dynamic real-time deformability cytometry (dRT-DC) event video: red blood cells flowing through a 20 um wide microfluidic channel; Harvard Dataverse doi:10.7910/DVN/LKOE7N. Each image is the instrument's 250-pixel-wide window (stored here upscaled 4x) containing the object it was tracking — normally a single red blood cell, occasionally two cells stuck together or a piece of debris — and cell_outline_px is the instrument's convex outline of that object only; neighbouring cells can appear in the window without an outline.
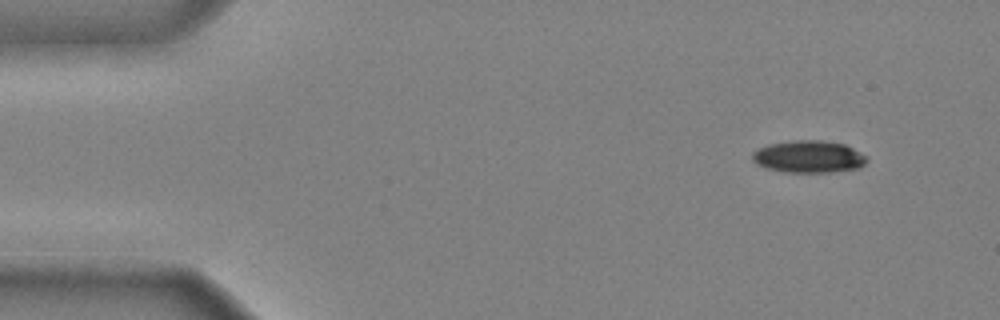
{"species": "common noctule bat (a hibernating species)", "species_latin": "Nyctalus noctula", "temperature_condition": "cold", "stored_images_in_passage": 43, "camera_frame_rate_fps": 3000, "um_per_image_px": 0.085, "animal": {"sex": "male", "body_mass_g": 20.4}, "frame": {"image": 1, "passage_image": 1, "time_ms": 0.0, "image_size_px": [1000, 320], "cell_outline_px": [[868, 160], [860, 168], [832, 172], [784, 172], [764, 168], [756, 164], [752, 160], [752, 152], [768, 144], [792, 140], [820, 140], [844, 144], [868, 156]], "centroid_in_image_um": [68.73, 13.32], "position_along_channel_um": 16.3, "area_um2": 21.68}}
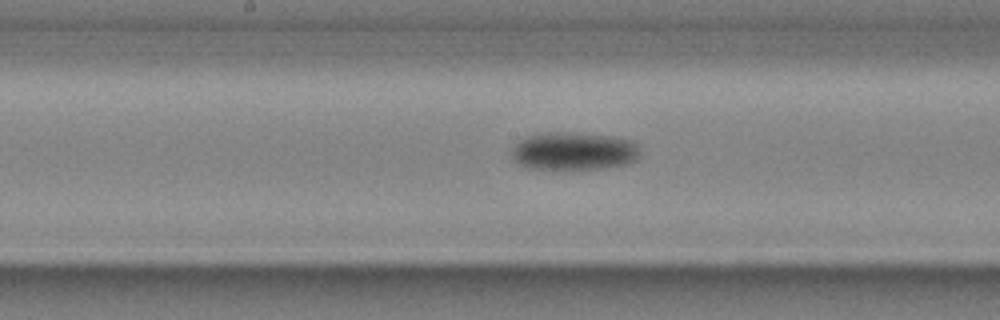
{"frame": {"image": 2, "passage_image": 22, "time_ms": 7.0, "image_size_px": [1000, 320], "cell_outline_px": [[640, 152], [636, 160], [624, 164], [600, 168], [528, 168], [520, 164], [512, 156], [512, 148], [520, 140], [528, 136], [548, 132], [576, 132], [616, 136], [636, 140]], "centroid_in_image_um": [48.83, 12.81], "position_along_channel_um": 199.4, "area_um2": 28.32}}
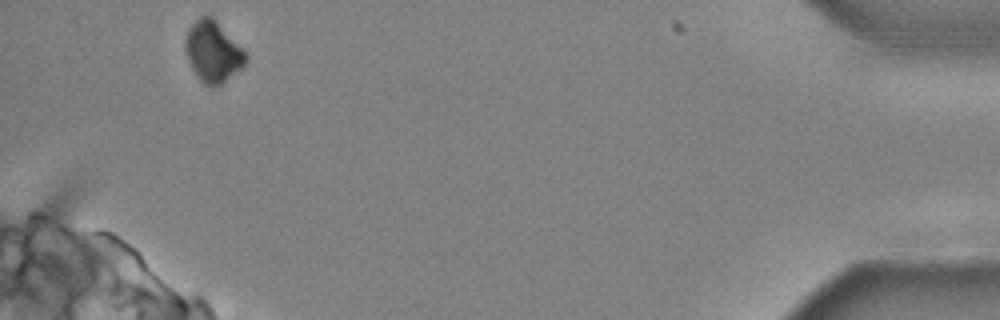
{"frame": {"image": 3, "passage_image": 43, "time_ms": 14.0, "image_size_px": [1000, 320], "cell_outline_px": [[248, 56], [244, 64], [240, 68], [220, 84], [212, 88], [204, 84], [200, 80], [192, 68], [188, 60], [184, 48], [184, 40], [188, 28], [200, 16], [212, 16]], "centroid_in_image_um": [18.05, 4.39], "position_along_channel_um": 417.2, "area_um2": 20.98}, "authors_computed_cell_mechanics": {"area_um2": 26.1256, "velocity_mm_per_s": 3.9567, "shape_relaxation_time_tau1_ms": 3.2034, "shape_relaxation_time_tau2_ms": null, "deformation_change_tau1": 0.1163, "deformation_change_tau2": null}}